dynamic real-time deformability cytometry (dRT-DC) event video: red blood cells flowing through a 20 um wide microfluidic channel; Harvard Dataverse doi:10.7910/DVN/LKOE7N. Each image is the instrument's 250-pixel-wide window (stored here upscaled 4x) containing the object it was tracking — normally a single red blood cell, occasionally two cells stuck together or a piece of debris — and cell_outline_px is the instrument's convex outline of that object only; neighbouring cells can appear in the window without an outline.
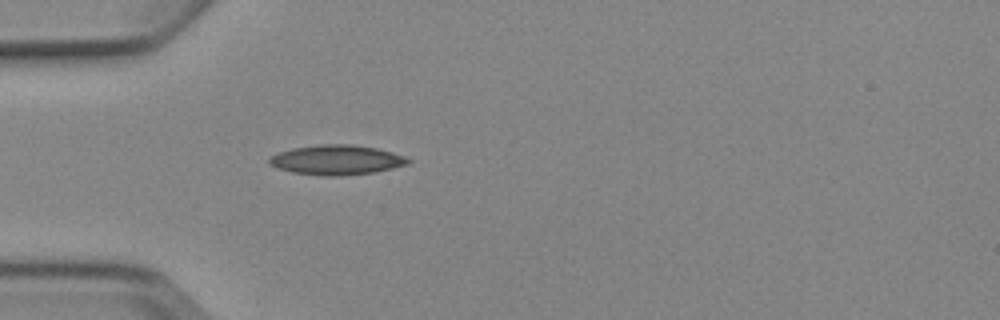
{"species": "Egyptian fruit bat (a non-hibernating species)", "species_latin": "Rousettus aegyptiacus", "temperature_condition": "cold", "stored_images_in_passage": 1, "camera_frame_rate_fps": 3000, "um_per_image_px": 0.085, "animal": {"sex": "female"}, "frame": {"image": 1, "passage_image": 1, "time_ms": 0.0, "image_size_px": [1000, 320], "cell_outline_px": [[412, 160], [408, 164], [392, 168], [372, 172], [336, 176], [324, 176], [292, 172], [268, 164], [268, 160], [272, 156], [280, 152], [292, 148], [320, 144], [352, 144], [376, 148], [392, 152], [404, 156]], "centroid_in_image_um": [28.62, 13.58], "position_along_channel_um": 56.4, "area_um2": 23.87}}